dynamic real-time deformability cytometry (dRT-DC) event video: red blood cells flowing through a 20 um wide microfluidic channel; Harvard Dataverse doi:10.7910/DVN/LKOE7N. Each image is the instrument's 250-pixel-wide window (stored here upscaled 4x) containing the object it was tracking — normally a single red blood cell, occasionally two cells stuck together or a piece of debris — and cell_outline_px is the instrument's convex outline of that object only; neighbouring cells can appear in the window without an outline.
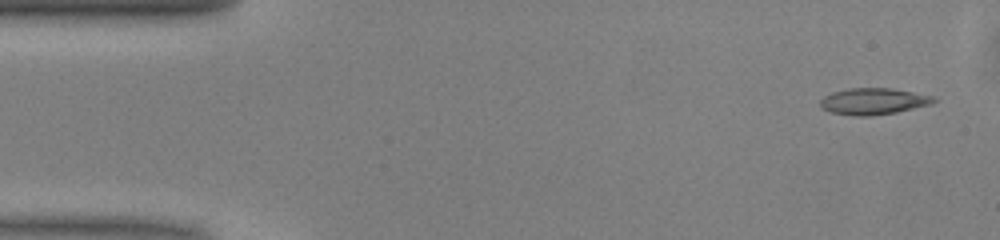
{"species": "common noctule bat (a hibernating species)", "species_latin": "Nyctalus noctula", "temperature_condition": "warm", "stored_images_in_passage": 49, "camera_frame_rate_fps": 3000, "um_per_image_px": 0.085, "animal": {"sex": "male", "body_mass_g": 13.0, "forearm_length_mm": 53.1}, "frame": {"image": 1, "passage_image": 2, "time_ms": 0.333, "image_size_px": [1000, 240], "cell_outline_px": [[936, 100], [932, 104], [896, 112], [868, 116], [856, 116], [832, 112], [820, 108], [820, 100], [824, 96], [832, 92], [848, 88], [892, 88], [936, 96]], "centroid_in_image_um": [74.25, 8.6], "position_along_channel_um": 10.8, "area_um2": 17.57}}
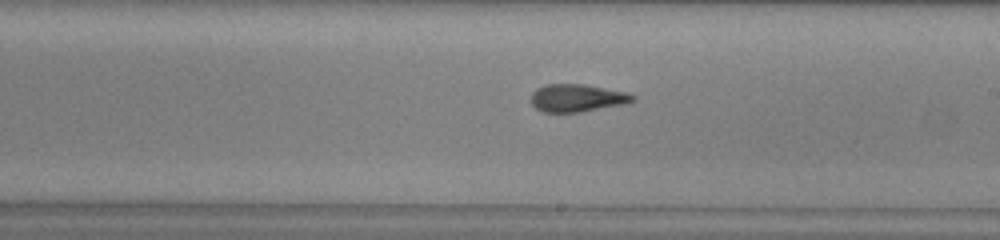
{"frame": {"image": 2, "passage_image": 27, "time_ms": 8.667, "image_size_px": [1000, 240], "cell_outline_px": [[636, 100], [624, 104], [580, 112], [544, 112], [536, 108], [532, 104], [532, 92], [536, 88], [544, 84], [584, 84], [624, 92], [636, 96]], "centroid_in_image_um": [49.04, 8.32], "position_along_channel_um": 240.0, "area_um2": 16.3}}
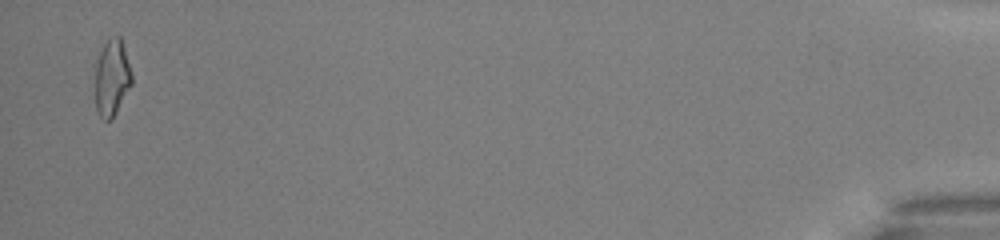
{"frame": {"image": 3, "passage_image": 48, "time_ms": 15.667, "image_size_px": [1000, 240], "cell_outline_px": [[132, 84], [112, 120], [104, 120], [100, 116], [96, 108], [96, 60], [108, 36], [120, 36], [132, 72]], "centroid_in_image_um": [9.52, 6.59], "position_along_channel_um": 425.7, "area_um2": 16.36}, "authors_computed_cell_mechanics": {"area_um2": 16.6464, "velocity_mm_per_s": 4.0801, "shape_relaxation_time_tau1_ms": 7.6832, "shape_relaxation_time_tau2_ms": 2.1817, "deformation_change_tau1": 0.2131, "deformation_change_tau2": 0.0948}}